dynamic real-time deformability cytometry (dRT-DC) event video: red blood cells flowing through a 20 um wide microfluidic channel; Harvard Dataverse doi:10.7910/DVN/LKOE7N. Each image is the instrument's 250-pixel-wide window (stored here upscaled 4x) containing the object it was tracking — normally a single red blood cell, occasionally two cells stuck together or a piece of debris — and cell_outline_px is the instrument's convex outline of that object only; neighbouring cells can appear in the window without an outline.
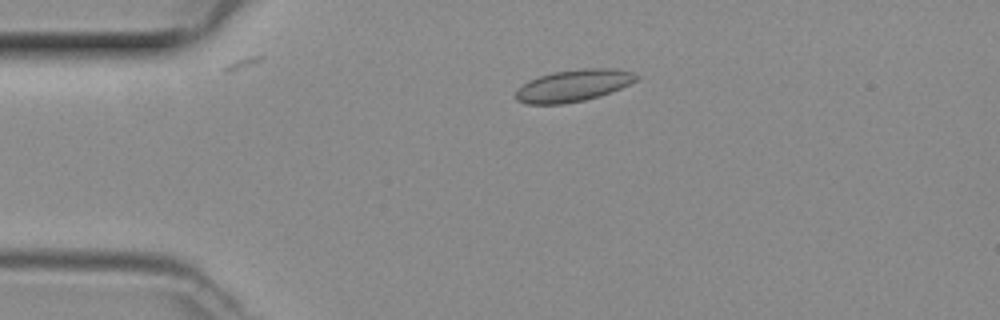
{"species": "common noctule bat (a hibernating species)", "species_latin": "Nyctalus noctula", "temperature_condition": "room temperature", "stored_images_in_passage": 20, "camera_frame_rate_fps": 3000, "um_per_image_px": 0.085, "animal": {"sex": "female", "body_mass_g": 29.2, "forearm_length_mm": 56.3}, "frame": {"image": 1, "passage_image": 5, "time_ms": 1.333, "image_size_px": [1000, 320], "cell_outline_px": [[640, 76], [636, 80], [620, 88], [600, 96], [584, 100], [564, 104], [528, 104], [516, 100], [512, 96], [528, 80], [552, 72], [580, 68], [612, 68], [632, 72]], "centroid_in_image_um": [48.71, 7.27], "position_along_channel_um": 36.3, "area_um2": 22.43}}
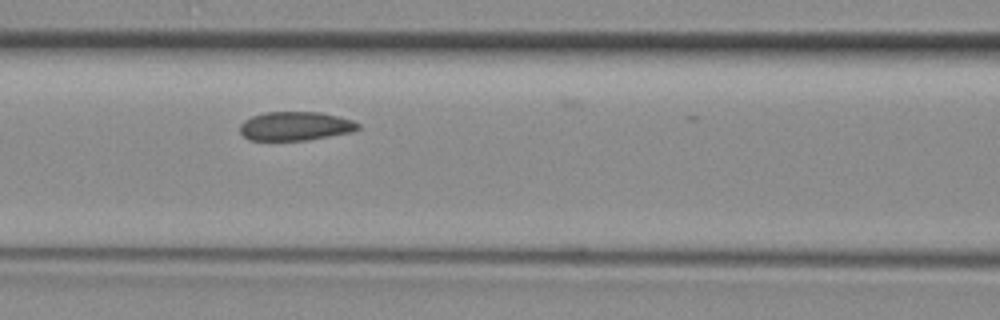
{"frame": {"image": 2, "passage_image": 15, "time_ms": 4.667, "image_size_px": [1000, 320], "cell_outline_px": [[360, 128], [352, 132], [304, 140], [252, 140], [244, 136], [240, 132], [240, 124], [244, 120], [252, 116], [264, 112], [320, 112], [340, 116], [352, 120], [360, 124]], "centroid_in_image_um": [25.11, 10.7], "position_along_channel_um": 141.5, "area_um2": 19.83}}
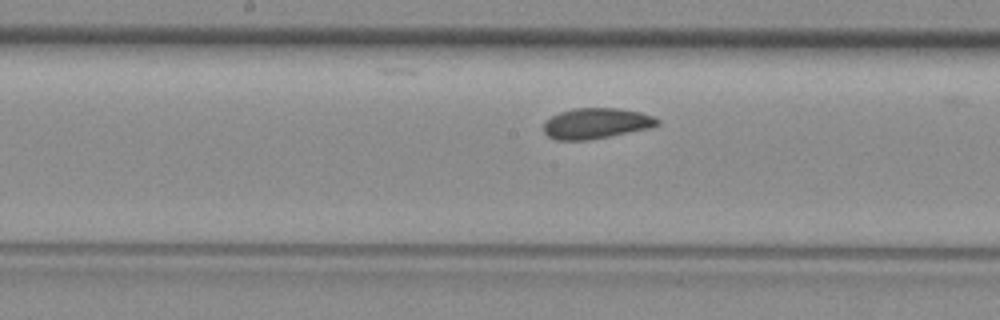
{"frame": {"image": 3, "passage_image": 19, "time_ms": 6.0, "image_size_px": [1000, 320], "cell_outline_px": [[660, 124], [648, 128], [608, 136], [584, 140], [556, 140], [548, 136], [544, 132], [544, 120], [560, 112], [572, 108], [616, 108], [640, 112], [652, 116], [660, 120]], "centroid_in_image_um": [50.64, 10.47], "position_along_channel_um": 197.6, "area_um2": 20.11}}